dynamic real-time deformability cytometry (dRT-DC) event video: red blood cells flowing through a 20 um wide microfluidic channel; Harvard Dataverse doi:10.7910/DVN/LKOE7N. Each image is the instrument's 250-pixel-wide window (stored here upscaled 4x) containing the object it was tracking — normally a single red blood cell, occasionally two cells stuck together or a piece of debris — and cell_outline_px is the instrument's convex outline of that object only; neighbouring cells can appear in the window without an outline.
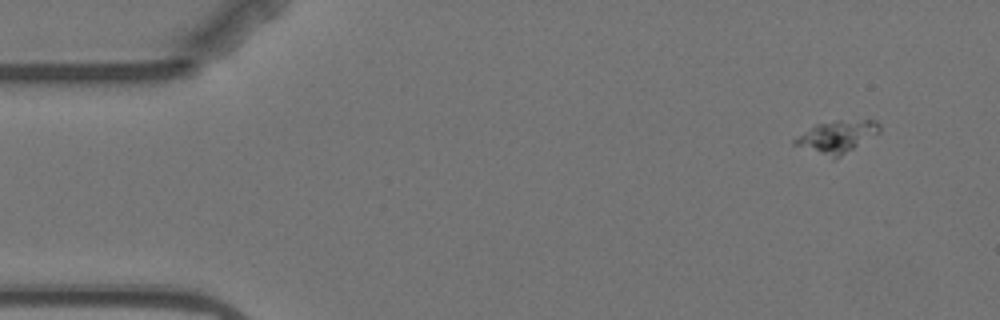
{"species": "Egyptian fruit bat (a non-hibernating species)", "species_latin": "Rousettus aegyptiacus", "temperature_condition": "warm", "stored_images_in_passage": 4, "camera_frame_rate_fps": 3000, "um_per_image_px": 0.085, "animal": {"sex": "female"}, "frame": {"image": 1, "passage_image": 1, "time_ms": 0.0, "image_size_px": [1000, 320], "cell_outline_px": [[880, 132], [840, 156], [832, 160], [792, 144], [792, 140], [816, 124], [836, 120], [876, 120], [880, 124]], "centroid_in_image_um": [71.11, 11.63], "position_along_channel_um": 13.9, "area_um2": 15.95}}
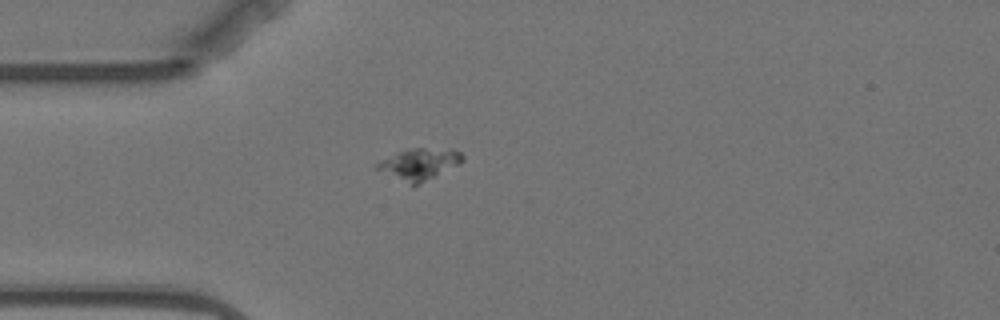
{"frame": {"image": 2, "passage_image": 4, "time_ms": 3.667, "image_size_px": [1000, 320], "cell_outline_px": [[464, 160], [460, 164], [420, 184], [412, 184], [376, 168], [372, 164], [380, 160], [400, 152], [412, 148], [452, 148], [460, 152], [464, 156]], "centroid_in_image_um": [35.71, 13.91], "position_along_channel_um": 49.3, "area_um2": 15.37}}